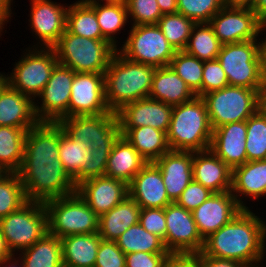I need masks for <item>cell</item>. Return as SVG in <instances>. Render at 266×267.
Returning <instances> with one entry per match:
<instances>
[{"label":"cell","mask_w":266,"mask_h":267,"mask_svg":"<svg viewBox=\"0 0 266 267\" xmlns=\"http://www.w3.org/2000/svg\"><path fill=\"white\" fill-rule=\"evenodd\" d=\"M62 130L59 122H39L27 131L23 162L17 172L27 200L45 203L76 192L59 159Z\"/></svg>","instance_id":"cell-1"},{"label":"cell","mask_w":266,"mask_h":267,"mask_svg":"<svg viewBox=\"0 0 266 267\" xmlns=\"http://www.w3.org/2000/svg\"><path fill=\"white\" fill-rule=\"evenodd\" d=\"M252 211L249 208L238 212L228 224L204 240L201 252L205 256L233 260L247 267L264 266L266 222L256 215L258 212Z\"/></svg>","instance_id":"cell-2"},{"label":"cell","mask_w":266,"mask_h":267,"mask_svg":"<svg viewBox=\"0 0 266 267\" xmlns=\"http://www.w3.org/2000/svg\"><path fill=\"white\" fill-rule=\"evenodd\" d=\"M155 66L126 59L118 51L112 56L104 72L105 100L112 112L125 104L148 98Z\"/></svg>","instance_id":"cell-3"},{"label":"cell","mask_w":266,"mask_h":267,"mask_svg":"<svg viewBox=\"0 0 266 267\" xmlns=\"http://www.w3.org/2000/svg\"><path fill=\"white\" fill-rule=\"evenodd\" d=\"M212 133L206 104L201 97L173 106L167 132L170 150L198 152L210 149Z\"/></svg>","instance_id":"cell-4"},{"label":"cell","mask_w":266,"mask_h":267,"mask_svg":"<svg viewBox=\"0 0 266 267\" xmlns=\"http://www.w3.org/2000/svg\"><path fill=\"white\" fill-rule=\"evenodd\" d=\"M224 44L217 59L227 75L230 86L255 89L264 86V47L265 39Z\"/></svg>","instance_id":"cell-5"},{"label":"cell","mask_w":266,"mask_h":267,"mask_svg":"<svg viewBox=\"0 0 266 267\" xmlns=\"http://www.w3.org/2000/svg\"><path fill=\"white\" fill-rule=\"evenodd\" d=\"M59 64L76 73H104L117 51L106 39H90L65 30L52 47Z\"/></svg>","instance_id":"cell-6"},{"label":"cell","mask_w":266,"mask_h":267,"mask_svg":"<svg viewBox=\"0 0 266 267\" xmlns=\"http://www.w3.org/2000/svg\"><path fill=\"white\" fill-rule=\"evenodd\" d=\"M48 233L64 238L69 235L98 233L99 216L77 192L44 203Z\"/></svg>","instance_id":"cell-7"},{"label":"cell","mask_w":266,"mask_h":267,"mask_svg":"<svg viewBox=\"0 0 266 267\" xmlns=\"http://www.w3.org/2000/svg\"><path fill=\"white\" fill-rule=\"evenodd\" d=\"M48 232L44 203L28 200L0 219V233L12 254L31 247Z\"/></svg>","instance_id":"cell-8"},{"label":"cell","mask_w":266,"mask_h":267,"mask_svg":"<svg viewBox=\"0 0 266 267\" xmlns=\"http://www.w3.org/2000/svg\"><path fill=\"white\" fill-rule=\"evenodd\" d=\"M128 36L117 51L126 59L155 66H168L177 52L157 24L130 26Z\"/></svg>","instance_id":"cell-9"},{"label":"cell","mask_w":266,"mask_h":267,"mask_svg":"<svg viewBox=\"0 0 266 267\" xmlns=\"http://www.w3.org/2000/svg\"><path fill=\"white\" fill-rule=\"evenodd\" d=\"M258 95L255 89L230 85L203 95L212 129L246 121L258 110Z\"/></svg>","instance_id":"cell-10"},{"label":"cell","mask_w":266,"mask_h":267,"mask_svg":"<svg viewBox=\"0 0 266 267\" xmlns=\"http://www.w3.org/2000/svg\"><path fill=\"white\" fill-rule=\"evenodd\" d=\"M8 75V85L34 100L47 84L58 64L53 48L28 47Z\"/></svg>","instance_id":"cell-11"},{"label":"cell","mask_w":266,"mask_h":267,"mask_svg":"<svg viewBox=\"0 0 266 267\" xmlns=\"http://www.w3.org/2000/svg\"><path fill=\"white\" fill-rule=\"evenodd\" d=\"M209 24L222 45L261 39L266 34V24L249 7L224 6Z\"/></svg>","instance_id":"cell-12"},{"label":"cell","mask_w":266,"mask_h":267,"mask_svg":"<svg viewBox=\"0 0 266 267\" xmlns=\"http://www.w3.org/2000/svg\"><path fill=\"white\" fill-rule=\"evenodd\" d=\"M59 124L72 139L90 145V149L113 147L121 135L115 112L100 115L72 116L62 118Z\"/></svg>","instance_id":"cell-13"},{"label":"cell","mask_w":266,"mask_h":267,"mask_svg":"<svg viewBox=\"0 0 266 267\" xmlns=\"http://www.w3.org/2000/svg\"><path fill=\"white\" fill-rule=\"evenodd\" d=\"M74 75L75 72L69 67L59 63L54 67L47 84L35 100V113L40 122H59L62 118H68Z\"/></svg>","instance_id":"cell-14"},{"label":"cell","mask_w":266,"mask_h":267,"mask_svg":"<svg viewBox=\"0 0 266 267\" xmlns=\"http://www.w3.org/2000/svg\"><path fill=\"white\" fill-rule=\"evenodd\" d=\"M166 236L164 245L171 255L201 253L204 240L198 232L191 211L176 202L165 207Z\"/></svg>","instance_id":"cell-15"},{"label":"cell","mask_w":266,"mask_h":267,"mask_svg":"<svg viewBox=\"0 0 266 267\" xmlns=\"http://www.w3.org/2000/svg\"><path fill=\"white\" fill-rule=\"evenodd\" d=\"M29 26L36 35V44L31 47L52 48L65 33L69 5L51 0H30Z\"/></svg>","instance_id":"cell-16"},{"label":"cell","mask_w":266,"mask_h":267,"mask_svg":"<svg viewBox=\"0 0 266 267\" xmlns=\"http://www.w3.org/2000/svg\"><path fill=\"white\" fill-rule=\"evenodd\" d=\"M113 113L105 100L104 73H76L71 87L68 118Z\"/></svg>","instance_id":"cell-17"},{"label":"cell","mask_w":266,"mask_h":267,"mask_svg":"<svg viewBox=\"0 0 266 267\" xmlns=\"http://www.w3.org/2000/svg\"><path fill=\"white\" fill-rule=\"evenodd\" d=\"M172 111V105L144 98L125 104L116 114L120 128L150 126L167 134Z\"/></svg>","instance_id":"cell-18"},{"label":"cell","mask_w":266,"mask_h":267,"mask_svg":"<svg viewBox=\"0 0 266 267\" xmlns=\"http://www.w3.org/2000/svg\"><path fill=\"white\" fill-rule=\"evenodd\" d=\"M242 208L231 191L213 193L192 211L199 234L205 240L225 224H228Z\"/></svg>","instance_id":"cell-19"},{"label":"cell","mask_w":266,"mask_h":267,"mask_svg":"<svg viewBox=\"0 0 266 267\" xmlns=\"http://www.w3.org/2000/svg\"><path fill=\"white\" fill-rule=\"evenodd\" d=\"M76 192L98 215L110 211L128 195V184L108 176L93 177L76 186Z\"/></svg>","instance_id":"cell-20"},{"label":"cell","mask_w":266,"mask_h":267,"mask_svg":"<svg viewBox=\"0 0 266 267\" xmlns=\"http://www.w3.org/2000/svg\"><path fill=\"white\" fill-rule=\"evenodd\" d=\"M129 196L140 208H165L169 199L160 169L154 162L147 163L128 184Z\"/></svg>","instance_id":"cell-21"},{"label":"cell","mask_w":266,"mask_h":267,"mask_svg":"<svg viewBox=\"0 0 266 267\" xmlns=\"http://www.w3.org/2000/svg\"><path fill=\"white\" fill-rule=\"evenodd\" d=\"M246 121L227 123L213 129L210 150L232 170L247 162Z\"/></svg>","instance_id":"cell-22"},{"label":"cell","mask_w":266,"mask_h":267,"mask_svg":"<svg viewBox=\"0 0 266 267\" xmlns=\"http://www.w3.org/2000/svg\"><path fill=\"white\" fill-rule=\"evenodd\" d=\"M193 180L213 193L231 191L232 169L210 149L193 152Z\"/></svg>","instance_id":"cell-23"},{"label":"cell","mask_w":266,"mask_h":267,"mask_svg":"<svg viewBox=\"0 0 266 267\" xmlns=\"http://www.w3.org/2000/svg\"><path fill=\"white\" fill-rule=\"evenodd\" d=\"M154 163L161 171L169 199L172 202H176L184 189L193 180V152L170 150Z\"/></svg>","instance_id":"cell-24"},{"label":"cell","mask_w":266,"mask_h":267,"mask_svg":"<svg viewBox=\"0 0 266 267\" xmlns=\"http://www.w3.org/2000/svg\"><path fill=\"white\" fill-rule=\"evenodd\" d=\"M231 193L242 209H249L246 200L255 202L266 196V159L247 161L232 170Z\"/></svg>","instance_id":"cell-25"},{"label":"cell","mask_w":266,"mask_h":267,"mask_svg":"<svg viewBox=\"0 0 266 267\" xmlns=\"http://www.w3.org/2000/svg\"><path fill=\"white\" fill-rule=\"evenodd\" d=\"M39 122L35 113V100L7 85L0 94V126L28 131Z\"/></svg>","instance_id":"cell-26"},{"label":"cell","mask_w":266,"mask_h":267,"mask_svg":"<svg viewBox=\"0 0 266 267\" xmlns=\"http://www.w3.org/2000/svg\"><path fill=\"white\" fill-rule=\"evenodd\" d=\"M195 97L196 94L170 65L156 68L148 98L175 106Z\"/></svg>","instance_id":"cell-27"},{"label":"cell","mask_w":266,"mask_h":267,"mask_svg":"<svg viewBox=\"0 0 266 267\" xmlns=\"http://www.w3.org/2000/svg\"><path fill=\"white\" fill-rule=\"evenodd\" d=\"M147 163L128 140L120 135L108 157L105 176L120 179L129 184Z\"/></svg>","instance_id":"cell-28"},{"label":"cell","mask_w":266,"mask_h":267,"mask_svg":"<svg viewBox=\"0 0 266 267\" xmlns=\"http://www.w3.org/2000/svg\"><path fill=\"white\" fill-rule=\"evenodd\" d=\"M140 211V206L128 195L110 211L99 216L98 234L102 240H117L130 226L139 223Z\"/></svg>","instance_id":"cell-29"},{"label":"cell","mask_w":266,"mask_h":267,"mask_svg":"<svg viewBox=\"0 0 266 267\" xmlns=\"http://www.w3.org/2000/svg\"><path fill=\"white\" fill-rule=\"evenodd\" d=\"M101 240L98 233L69 235L61 238L63 265L94 267Z\"/></svg>","instance_id":"cell-30"},{"label":"cell","mask_w":266,"mask_h":267,"mask_svg":"<svg viewBox=\"0 0 266 267\" xmlns=\"http://www.w3.org/2000/svg\"><path fill=\"white\" fill-rule=\"evenodd\" d=\"M120 133L148 163L170 151L167 134L159 129L150 126L120 128Z\"/></svg>","instance_id":"cell-31"},{"label":"cell","mask_w":266,"mask_h":267,"mask_svg":"<svg viewBox=\"0 0 266 267\" xmlns=\"http://www.w3.org/2000/svg\"><path fill=\"white\" fill-rule=\"evenodd\" d=\"M24 267H63L61 239L48 232L19 252Z\"/></svg>","instance_id":"cell-32"},{"label":"cell","mask_w":266,"mask_h":267,"mask_svg":"<svg viewBox=\"0 0 266 267\" xmlns=\"http://www.w3.org/2000/svg\"><path fill=\"white\" fill-rule=\"evenodd\" d=\"M26 133L22 128L0 126V168L6 173L20 170Z\"/></svg>","instance_id":"cell-33"},{"label":"cell","mask_w":266,"mask_h":267,"mask_svg":"<svg viewBox=\"0 0 266 267\" xmlns=\"http://www.w3.org/2000/svg\"><path fill=\"white\" fill-rule=\"evenodd\" d=\"M96 13L102 36L116 49L120 46L116 39L121 30L129 23L126 4L90 5ZM115 35V36H114Z\"/></svg>","instance_id":"cell-34"},{"label":"cell","mask_w":266,"mask_h":267,"mask_svg":"<svg viewBox=\"0 0 266 267\" xmlns=\"http://www.w3.org/2000/svg\"><path fill=\"white\" fill-rule=\"evenodd\" d=\"M66 30L90 39H105L97 22L95 10L77 0L70 4L66 15Z\"/></svg>","instance_id":"cell-35"},{"label":"cell","mask_w":266,"mask_h":267,"mask_svg":"<svg viewBox=\"0 0 266 267\" xmlns=\"http://www.w3.org/2000/svg\"><path fill=\"white\" fill-rule=\"evenodd\" d=\"M115 242L125 255L139 251L169 253L164 241L145 230L140 223L130 226Z\"/></svg>","instance_id":"cell-36"},{"label":"cell","mask_w":266,"mask_h":267,"mask_svg":"<svg viewBox=\"0 0 266 267\" xmlns=\"http://www.w3.org/2000/svg\"><path fill=\"white\" fill-rule=\"evenodd\" d=\"M221 46L209 23H196L184 51L200 60L208 61L218 57Z\"/></svg>","instance_id":"cell-37"},{"label":"cell","mask_w":266,"mask_h":267,"mask_svg":"<svg viewBox=\"0 0 266 267\" xmlns=\"http://www.w3.org/2000/svg\"><path fill=\"white\" fill-rule=\"evenodd\" d=\"M91 157L89 144L80 143L68 136L64 130L61 131L59 159L72 180L80 173L82 167L90 161Z\"/></svg>","instance_id":"cell-38"},{"label":"cell","mask_w":266,"mask_h":267,"mask_svg":"<svg viewBox=\"0 0 266 267\" xmlns=\"http://www.w3.org/2000/svg\"><path fill=\"white\" fill-rule=\"evenodd\" d=\"M195 22L181 13L163 14L157 25L176 51L185 49Z\"/></svg>","instance_id":"cell-39"},{"label":"cell","mask_w":266,"mask_h":267,"mask_svg":"<svg viewBox=\"0 0 266 267\" xmlns=\"http://www.w3.org/2000/svg\"><path fill=\"white\" fill-rule=\"evenodd\" d=\"M170 66L184 80L198 97H202V76L204 61L186 53L177 51Z\"/></svg>","instance_id":"cell-40"},{"label":"cell","mask_w":266,"mask_h":267,"mask_svg":"<svg viewBox=\"0 0 266 267\" xmlns=\"http://www.w3.org/2000/svg\"><path fill=\"white\" fill-rule=\"evenodd\" d=\"M247 161L266 159V117L257 110L246 120Z\"/></svg>","instance_id":"cell-41"},{"label":"cell","mask_w":266,"mask_h":267,"mask_svg":"<svg viewBox=\"0 0 266 267\" xmlns=\"http://www.w3.org/2000/svg\"><path fill=\"white\" fill-rule=\"evenodd\" d=\"M27 201L18 173H5L0 178V219L18 210Z\"/></svg>","instance_id":"cell-42"},{"label":"cell","mask_w":266,"mask_h":267,"mask_svg":"<svg viewBox=\"0 0 266 267\" xmlns=\"http://www.w3.org/2000/svg\"><path fill=\"white\" fill-rule=\"evenodd\" d=\"M224 6L223 0H177V12L195 23H209Z\"/></svg>","instance_id":"cell-43"},{"label":"cell","mask_w":266,"mask_h":267,"mask_svg":"<svg viewBox=\"0 0 266 267\" xmlns=\"http://www.w3.org/2000/svg\"><path fill=\"white\" fill-rule=\"evenodd\" d=\"M126 7L131 26L157 24L163 16L157 0H127Z\"/></svg>","instance_id":"cell-44"},{"label":"cell","mask_w":266,"mask_h":267,"mask_svg":"<svg viewBox=\"0 0 266 267\" xmlns=\"http://www.w3.org/2000/svg\"><path fill=\"white\" fill-rule=\"evenodd\" d=\"M90 150L92 155L90 161L82 167L80 173L73 179L76 186L84 180L105 175L112 147L98 146L96 149Z\"/></svg>","instance_id":"cell-45"},{"label":"cell","mask_w":266,"mask_h":267,"mask_svg":"<svg viewBox=\"0 0 266 267\" xmlns=\"http://www.w3.org/2000/svg\"><path fill=\"white\" fill-rule=\"evenodd\" d=\"M229 86L227 75L219 60L204 61L202 76V96Z\"/></svg>","instance_id":"cell-46"},{"label":"cell","mask_w":266,"mask_h":267,"mask_svg":"<svg viewBox=\"0 0 266 267\" xmlns=\"http://www.w3.org/2000/svg\"><path fill=\"white\" fill-rule=\"evenodd\" d=\"M126 255L115 241L101 240L94 267H125Z\"/></svg>","instance_id":"cell-47"},{"label":"cell","mask_w":266,"mask_h":267,"mask_svg":"<svg viewBox=\"0 0 266 267\" xmlns=\"http://www.w3.org/2000/svg\"><path fill=\"white\" fill-rule=\"evenodd\" d=\"M139 223L148 232L165 240V208H141Z\"/></svg>","instance_id":"cell-48"},{"label":"cell","mask_w":266,"mask_h":267,"mask_svg":"<svg viewBox=\"0 0 266 267\" xmlns=\"http://www.w3.org/2000/svg\"><path fill=\"white\" fill-rule=\"evenodd\" d=\"M211 194L213 192L208 188L192 180L181 193L176 203L192 212L207 200Z\"/></svg>","instance_id":"cell-49"},{"label":"cell","mask_w":266,"mask_h":267,"mask_svg":"<svg viewBox=\"0 0 266 267\" xmlns=\"http://www.w3.org/2000/svg\"><path fill=\"white\" fill-rule=\"evenodd\" d=\"M170 253L134 252L126 254L125 267H165Z\"/></svg>","instance_id":"cell-50"},{"label":"cell","mask_w":266,"mask_h":267,"mask_svg":"<svg viewBox=\"0 0 266 267\" xmlns=\"http://www.w3.org/2000/svg\"><path fill=\"white\" fill-rule=\"evenodd\" d=\"M165 267H202V262L195 254L171 255Z\"/></svg>","instance_id":"cell-51"},{"label":"cell","mask_w":266,"mask_h":267,"mask_svg":"<svg viewBox=\"0 0 266 267\" xmlns=\"http://www.w3.org/2000/svg\"><path fill=\"white\" fill-rule=\"evenodd\" d=\"M202 262V267H247L242 263L225 260V259H216L210 256H205L202 252L195 254Z\"/></svg>","instance_id":"cell-52"},{"label":"cell","mask_w":266,"mask_h":267,"mask_svg":"<svg viewBox=\"0 0 266 267\" xmlns=\"http://www.w3.org/2000/svg\"><path fill=\"white\" fill-rule=\"evenodd\" d=\"M12 0H0V37L2 36V32L5 29V24L12 19Z\"/></svg>","instance_id":"cell-53"},{"label":"cell","mask_w":266,"mask_h":267,"mask_svg":"<svg viewBox=\"0 0 266 267\" xmlns=\"http://www.w3.org/2000/svg\"><path fill=\"white\" fill-rule=\"evenodd\" d=\"M162 14L177 12V0H157Z\"/></svg>","instance_id":"cell-54"},{"label":"cell","mask_w":266,"mask_h":267,"mask_svg":"<svg viewBox=\"0 0 266 267\" xmlns=\"http://www.w3.org/2000/svg\"><path fill=\"white\" fill-rule=\"evenodd\" d=\"M255 11L257 16L266 24V0H253L250 7Z\"/></svg>","instance_id":"cell-55"},{"label":"cell","mask_w":266,"mask_h":267,"mask_svg":"<svg viewBox=\"0 0 266 267\" xmlns=\"http://www.w3.org/2000/svg\"><path fill=\"white\" fill-rule=\"evenodd\" d=\"M17 254H12L0 263V267H24L20 257Z\"/></svg>","instance_id":"cell-56"},{"label":"cell","mask_w":266,"mask_h":267,"mask_svg":"<svg viewBox=\"0 0 266 267\" xmlns=\"http://www.w3.org/2000/svg\"><path fill=\"white\" fill-rule=\"evenodd\" d=\"M258 110L266 117V84L259 91Z\"/></svg>","instance_id":"cell-57"},{"label":"cell","mask_w":266,"mask_h":267,"mask_svg":"<svg viewBox=\"0 0 266 267\" xmlns=\"http://www.w3.org/2000/svg\"><path fill=\"white\" fill-rule=\"evenodd\" d=\"M225 6L229 7H251L253 0H223Z\"/></svg>","instance_id":"cell-58"},{"label":"cell","mask_w":266,"mask_h":267,"mask_svg":"<svg viewBox=\"0 0 266 267\" xmlns=\"http://www.w3.org/2000/svg\"><path fill=\"white\" fill-rule=\"evenodd\" d=\"M86 5L96 4H126L127 0H79ZM102 2V3H101Z\"/></svg>","instance_id":"cell-59"},{"label":"cell","mask_w":266,"mask_h":267,"mask_svg":"<svg viewBox=\"0 0 266 267\" xmlns=\"http://www.w3.org/2000/svg\"><path fill=\"white\" fill-rule=\"evenodd\" d=\"M11 255L12 253L8 249L6 241L4 240V238L2 237L0 233V263Z\"/></svg>","instance_id":"cell-60"},{"label":"cell","mask_w":266,"mask_h":267,"mask_svg":"<svg viewBox=\"0 0 266 267\" xmlns=\"http://www.w3.org/2000/svg\"><path fill=\"white\" fill-rule=\"evenodd\" d=\"M8 85V75L0 72V94Z\"/></svg>","instance_id":"cell-61"},{"label":"cell","mask_w":266,"mask_h":267,"mask_svg":"<svg viewBox=\"0 0 266 267\" xmlns=\"http://www.w3.org/2000/svg\"><path fill=\"white\" fill-rule=\"evenodd\" d=\"M264 73H265V83L266 84V44L264 47Z\"/></svg>","instance_id":"cell-62"},{"label":"cell","mask_w":266,"mask_h":267,"mask_svg":"<svg viewBox=\"0 0 266 267\" xmlns=\"http://www.w3.org/2000/svg\"><path fill=\"white\" fill-rule=\"evenodd\" d=\"M6 172L0 168V178L5 174Z\"/></svg>","instance_id":"cell-63"}]
</instances>
